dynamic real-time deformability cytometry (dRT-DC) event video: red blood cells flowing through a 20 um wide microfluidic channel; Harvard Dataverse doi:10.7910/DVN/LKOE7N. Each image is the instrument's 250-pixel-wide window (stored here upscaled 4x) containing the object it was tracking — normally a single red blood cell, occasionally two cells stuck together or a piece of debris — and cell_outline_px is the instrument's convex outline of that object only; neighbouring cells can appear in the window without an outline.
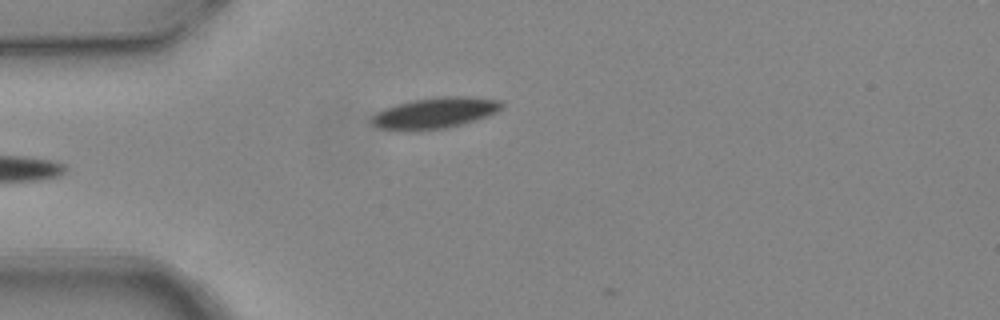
{"species": "common noctule bat (a hibernating species)", "species_latin": "Nyctalus noctula", "temperature_condition": "warm", "stored_images_in_passage": 2, "camera_frame_rate_fps": 3000, "um_per_image_px": 0.085, "animal": {"sex": "female", "body_mass_g": 24.6, "forearm_length_mm": 56.2}, "frame": {"image": 1, "passage_image": 2, "time_ms": 0.333, "image_size_px": [1000, 320], "cell_outline_px": [[504, 104], [496, 112], [488, 116], [476, 120], [448, 128], [416, 132], [396, 132], [380, 128], [372, 124], [372, 116], [376, 112], [384, 108], [396, 104], [412, 100], [440, 96], [464, 96], [500, 100]], "centroid_in_image_um": [36.92, 9.63], "position_along_channel_um": 48.1, "area_um2": 24.04}}